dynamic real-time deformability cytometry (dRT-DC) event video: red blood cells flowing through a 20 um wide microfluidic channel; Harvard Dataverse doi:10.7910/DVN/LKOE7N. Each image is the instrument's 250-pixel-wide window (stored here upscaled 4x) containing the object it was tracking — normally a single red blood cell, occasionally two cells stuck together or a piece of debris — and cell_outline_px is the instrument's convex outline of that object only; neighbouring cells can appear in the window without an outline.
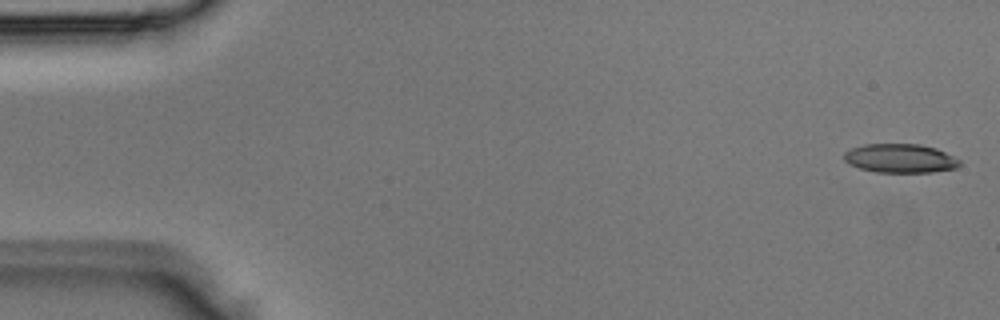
{"species": "Egyptian fruit bat (a non-hibernating species)", "species_latin": "Rousettus aegyptiacus", "temperature_condition": "room temperature", "stored_images_in_passage": 4, "segment_of_instrument_passage": [1, 2], "camera_frame_rate_fps": 3000, "um_per_image_px": 0.085, "animal": {"sex": "male"}, "frame": {"image": 1, "passage_image": 1, "time_ms": 0.0, "image_size_px": [1000, 320], "cell_outline_px": [[960, 164], [956, 168], [932, 172], [876, 172], [860, 168], [848, 164], [844, 160], [844, 152], [852, 148], [864, 144], [920, 144], [936, 148], [960, 160]], "centroid_in_image_um": [76.5, 13.46], "position_along_channel_um": 8.5, "area_um2": 19.42}}
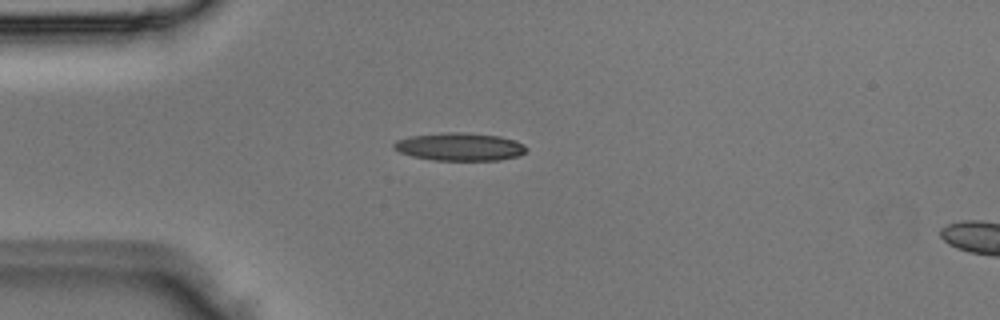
{"frame": {"image": 2, "passage_image": 3, "time_ms": 0.667, "image_size_px": [1000, 320], "cell_outline_px": [[528, 148], [520, 156], [500, 160], [432, 160], [412, 156], [400, 152], [392, 148], [392, 144], [396, 140], [408, 136], [444, 132], [464, 132], [500, 136], [516, 140], [524, 144]], "centroid_in_image_um": [39.07, 12.47], "position_along_channel_um": 45.9, "area_um2": 21.85}}